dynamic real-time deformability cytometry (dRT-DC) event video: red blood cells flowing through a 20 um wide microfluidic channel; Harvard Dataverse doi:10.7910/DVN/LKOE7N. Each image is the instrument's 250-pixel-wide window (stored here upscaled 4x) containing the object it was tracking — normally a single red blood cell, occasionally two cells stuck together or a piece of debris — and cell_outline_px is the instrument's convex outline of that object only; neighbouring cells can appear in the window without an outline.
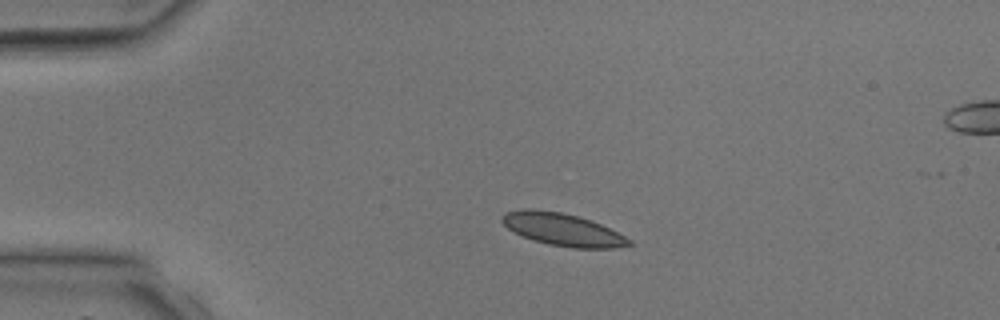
{"species": "common noctule bat (a hibernating species)", "species_latin": "Nyctalus noctula", "temperature_condition": "room temperature", "stored_images_in_passage": 4, "camera_frame_rate_fps": 3000, "um_per_image_px": 0.085, "animal": {"sex": "male", "body_mass_g": 17.9, "forearm_length_mm": 54.2}, "frame": {"image": 1, "passage_image": 2, "time_ms": 1.0, "image_size_px": [1000, 320], "cell_outline_px": [[632, 244], [612, 248], [572, 248], [548, 244], [524, 236], [508, 228], [500, 220], [500, 216], [504, 212], [520, 208], [532, 208], [560, 212], [576, 216], [600, 224], [632, 240]], "centroid_in_image_um": [47.76, 19.49], "position_along_channel_um": 37.2, "area_um2": 23.76}}